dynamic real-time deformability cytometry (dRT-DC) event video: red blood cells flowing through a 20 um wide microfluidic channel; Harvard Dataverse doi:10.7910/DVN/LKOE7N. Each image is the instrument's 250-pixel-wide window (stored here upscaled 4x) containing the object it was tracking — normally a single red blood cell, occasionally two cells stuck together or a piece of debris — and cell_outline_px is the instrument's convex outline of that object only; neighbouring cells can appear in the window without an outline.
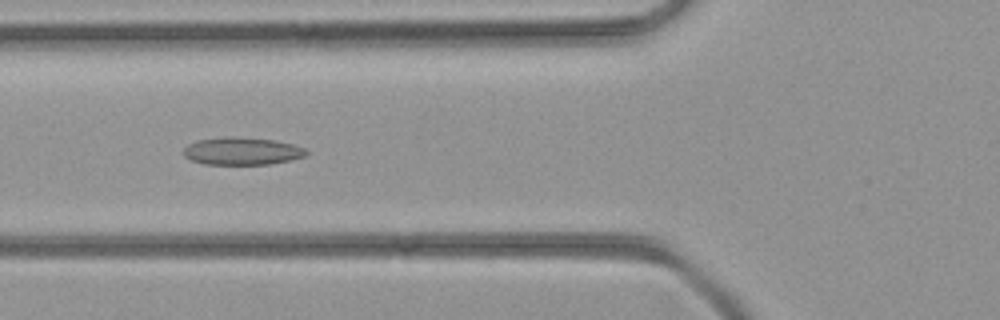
{"species": "common noctule bat (a hibernating species)", "species_latin": "Nyctalus noctula", "temperature_condition": "room temperature", "stored_images_in_passage": 41, "camera_frame_rate_fps": 3000, "um_per_image_px": 0.085, "animal": {"sex": "female", "body_mass_g": 21.9}, "frame": {"image": 1, "passage_image": 17, "time_ms": 5.333, "image_size_px": [1000, 320], "cell_outline_px": [[308, 152], [304, 156], [272, 164], [204, 164], [192, 160], [184, 156], [184, 148], [188, 144], [196, 140], [232, 136], [272, 140], [292, 144], [308, 148]], "centroid_in_image_um": [20.57, 12.84], "position_along_channel_um": 105.2, "area_um2": 19.59}}
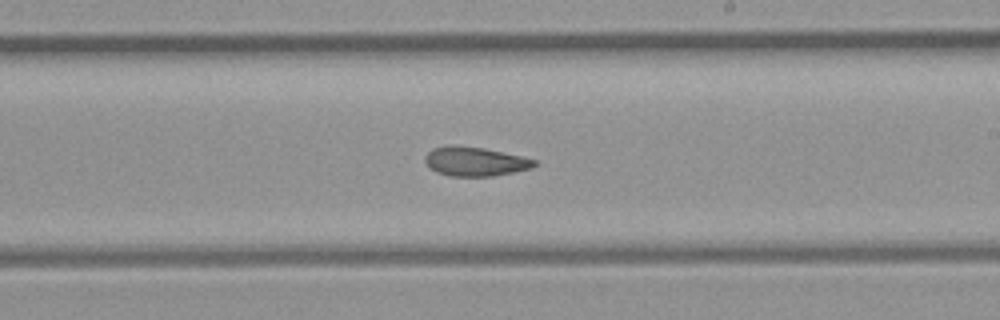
{"frame": {"image": 2, "passage_image": 26, "time_ms": 8.333, "image_size_px": [1000, 320], "cell_outline_px": [[536, 164], [532, 168], [492, 176], [448, 176], [436, 172], [428, 168], [424, 160], [424, 156], [432, 148], [448, 144], [452, 144], [484, 148], [520, 156], [536, 160]], "centroid_in_image_um": [40.3, 13.72], "position_along_channel_um": 248.7, "area_um2": 18.73}}
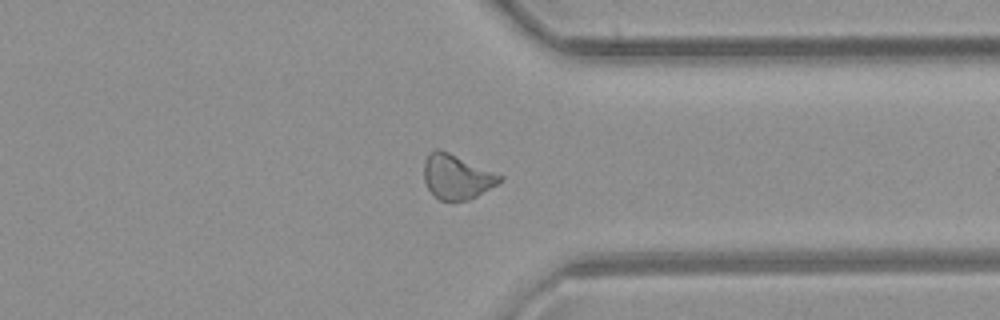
{"frame": {"image": 3, "passage_image": 34, "time_ms": 11.0, "image_size_px": [1000, 320], "cell_outline_px": [[504, 180], [476, 196], [468, 200], [440, 200], [428, 188], [424, 180], [424, 160], [436, 148], [440, 148], [504, 176]], "centroid_in_image_um": [38.83, 15.01], "position_along_channel_um": 372.6, "area_um2": 19.54}}